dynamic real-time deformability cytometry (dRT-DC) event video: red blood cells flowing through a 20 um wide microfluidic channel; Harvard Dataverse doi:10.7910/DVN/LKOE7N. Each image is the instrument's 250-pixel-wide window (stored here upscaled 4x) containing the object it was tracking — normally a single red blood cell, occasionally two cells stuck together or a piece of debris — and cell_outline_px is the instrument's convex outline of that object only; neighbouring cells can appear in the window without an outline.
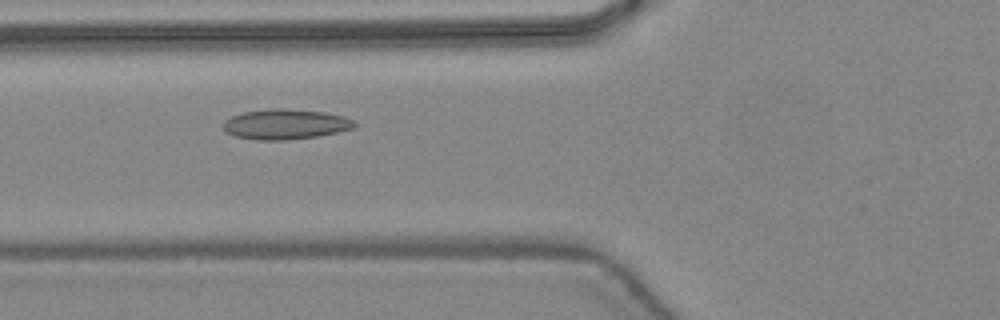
{"species": "common noctule bat (a hibernating species)", "species_latin": "Nyctalus noctula", "temperature_condition": "warm", "stored_images_in_passage": 38, "camera_frame_rate_fps": 3000, "um_per_image_px": 0.085, "animal": {"sex": "female", "body_mass_g": 24.6, "forearm_length_mm": 56.2}, "frame": {"image": 1, "passage_image": 10, "time_ms": 3.0, "image_size_px": [1000, 320], "cell_outline_px": [[356, 124], [352, 128], [336, 132], [316, 136], [288, 140], [256, 140], [236, 136], [228, 132], [224, 128], [224, 120], [232, 116], [244, 112], [272, 108], [280, 108], [324, 112], [344, 116], [352, 120]], "centroid_in_image_um": [24.25, 10.56], "position_along_channel_um": 101.6, "area_um2": 22.77}}
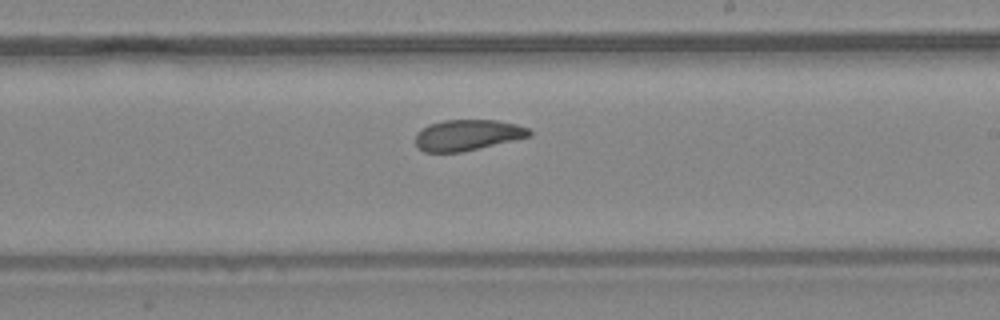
{"frame": {"image": 2, "passage_image": 20, "time_ms": 6.333, "image_size_px": [1000, 320], "cell_outline_px": [[532, 136], [464, 152], [424, 152], [416, 148], [416, 132], [420, 128], [428, 124], [444, 120], [496, 120], [516, 124], [528, 128], [532, 132]], "centroid_in_image_um": [39.71, 11.48], "position_along_channel_um": 249.3, "area_um2": 20.81}}
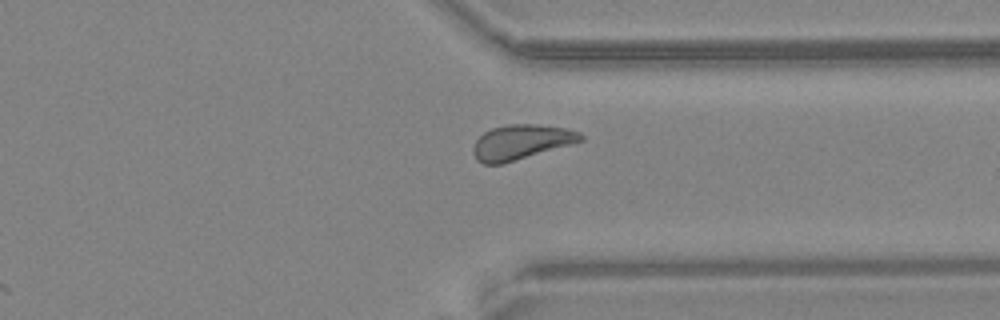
{"frame": {"image": 3, "passage_image": 28, "time_ms": 9.0, "image_size_px": [1000, 320], "cell_outline_px": [[584, 140], [572, 144], [504, 164], [484, 164], [476, 160], [472, 152], [472, 148], [476, 140], [484, 132], [492, 128], [508, 124], [536, 124], [564, 128], [580, 132], [584, 136]], "centroid_in_image_um": [44.28, 12.09], "position_along_channel_um": 367.1, "area_um2": 21.96}, "authors_computed_cell_mechanics": {"area_um2": 21.7328, "velocity_mm_per_s": 4.4192, "shape_relaxation_time_tau1_ms": 6.382, "shape_relaxation_time_tau2_ms": 2.4219, "deformation_change_tau1": 0.131, "deformation_change_tau2": 0.0737}}